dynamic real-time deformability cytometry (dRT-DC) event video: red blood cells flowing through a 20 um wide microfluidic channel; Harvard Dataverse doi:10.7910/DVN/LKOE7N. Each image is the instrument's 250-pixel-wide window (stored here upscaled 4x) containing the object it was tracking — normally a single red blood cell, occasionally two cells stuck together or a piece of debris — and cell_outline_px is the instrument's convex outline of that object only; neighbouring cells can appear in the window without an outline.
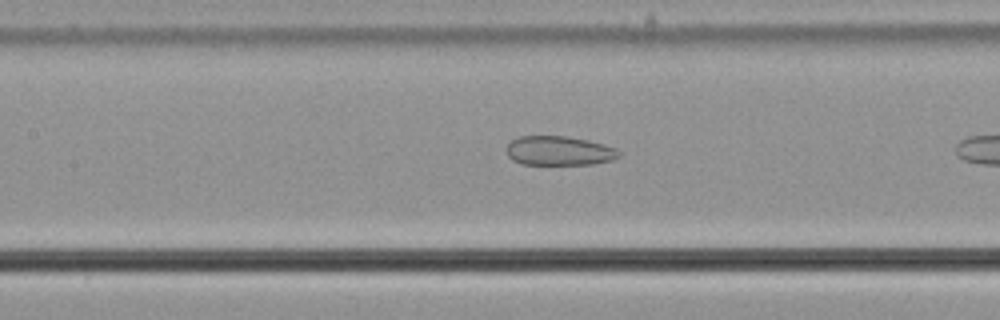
{"species": "common noctule bat (a hibernating species)", "species_latin": "Nyctalus noctula", "temperature_condition": "cold", "stored_images_in_passage": 11, "camera_frame_rate_fps": 3000, "um_per_image_px": 0.085, "animal": {"sex": "male", "body_mass_g": 21.5, "forearm_length_mm": 52.0}, "frame": {"image": 1, "passage_image": 10, "time_ms": 3.0, "image_size_px": [1000, 320], "cell_outline_px": [[620, 156], [612, 160], [592, 164], [520, 164], [512, 160], [508, 156], [504, 148], [512, 140], [520, 136], [564, 136], [588, 140], [616, 148], [620, 152]], "centroid_in_image_um": [47.49, 12.82], "position_along_channel_um": 159.9, "area_um2": 19.25}}